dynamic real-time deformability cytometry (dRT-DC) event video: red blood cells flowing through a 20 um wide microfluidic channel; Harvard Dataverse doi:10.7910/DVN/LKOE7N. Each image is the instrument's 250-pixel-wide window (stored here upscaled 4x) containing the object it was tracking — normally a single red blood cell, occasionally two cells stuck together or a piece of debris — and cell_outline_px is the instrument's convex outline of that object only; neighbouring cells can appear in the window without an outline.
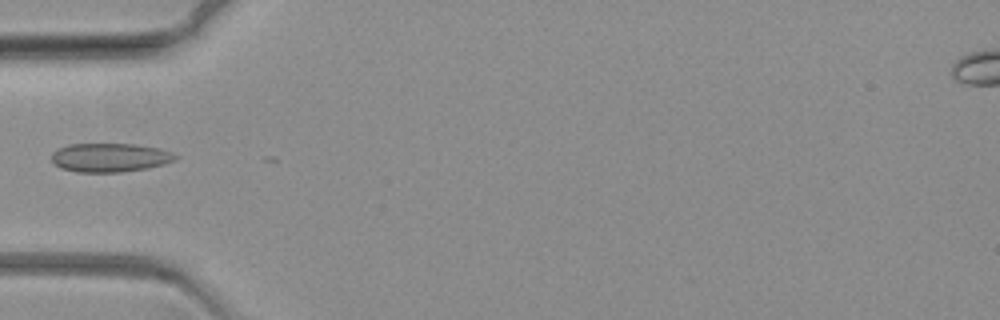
{"species": "common noctule bat (a hibernating species)", "species_latin": "Nyctalus noctula", "temperature_condition": "warm", "stored_images_in_passage": 26, "camera_frame_rate_fps": 3000, "um_per_image_px": 0.085, "animal": {"sex": "female", "body_mass_g": 19.3, "forearm_length_mm": 54.1}, "frame": {"image": 1, "passage_image": 1, "time_ms": 0.0, "image_size_px": [1000, 320], "cell_outline_px": [[180, 156], [176, 160], [164, 164], [148, 168], [120, 172], [76, 172], [60, 168], [52, 160], [52, 152], [68, 144], [136, 144], [160, 148], [172, 152]], "centroid_in_image_um": [9.39, 13.39], "position_along_channel_um": 75.6, "area_um2": 20.92}}
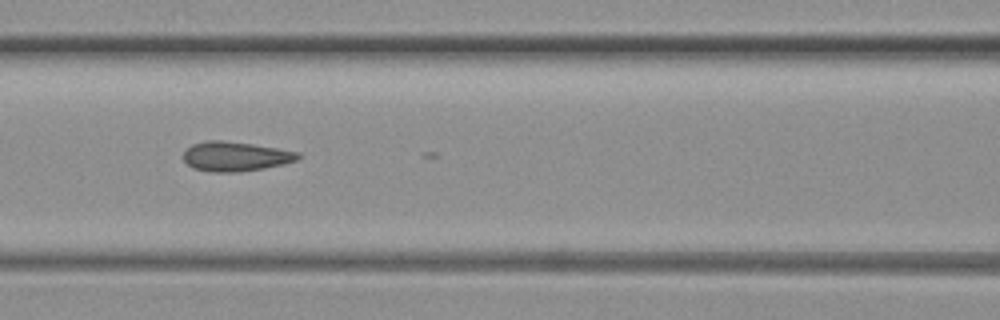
{"frame": {"image": 2, "passage_image": 8, "time_ms": 2.333, "image_size_px": [1000, 320], "cell_outline_px": [[300, 156], [296, 160], [284, 164], [264, 168], [240, 172], [212, 172], [192, 168], [184, 160], [184, 152], [192, 144], [208, 140], [220, 140], [252, 144], [300, 152]], "centroid_in_image_um": [20.01, 13.3], "position_along_channel_um": 146.6, "area_um2": 19.65}}
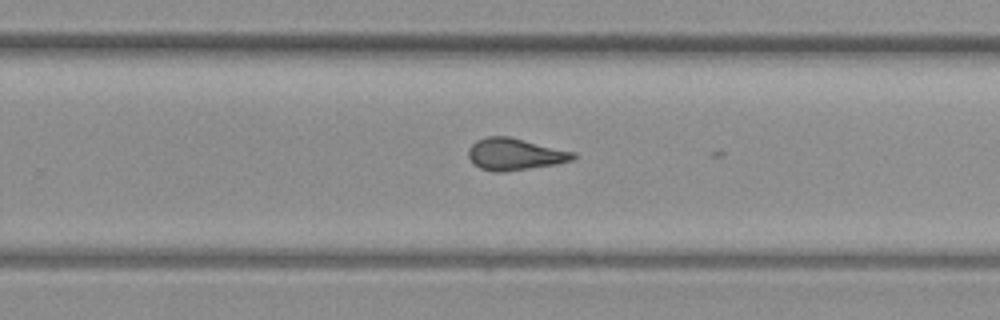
{"frame": {"image": 3, "passage_image": 22, "time_ms": 7.0, "image_size_px": [1000, 320], "cell_outline_px": [[576, 156], [572, 160], [556, 164], [504, 172], [496, 172], [480, 168], [472, 164], [468, 156], [468, 148], [476, 140], [488, 136], [508, 136], [576, 152]], "centroid_in_image_um": [43.74, 13.11], "position_along_channel_um": 286.1, "area_um2": 19.54}}